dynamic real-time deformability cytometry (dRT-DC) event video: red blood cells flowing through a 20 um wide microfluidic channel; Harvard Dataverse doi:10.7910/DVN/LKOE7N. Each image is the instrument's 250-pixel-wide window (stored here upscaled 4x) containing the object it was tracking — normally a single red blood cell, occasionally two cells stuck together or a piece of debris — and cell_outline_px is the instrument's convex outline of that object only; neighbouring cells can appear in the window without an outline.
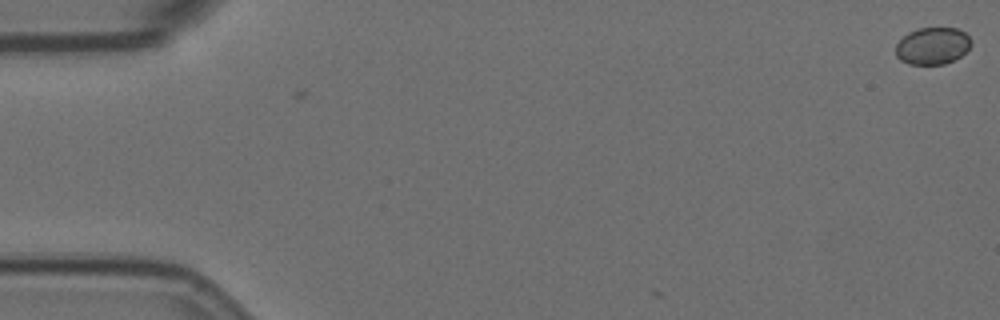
{"species": "Egyptian fruit bat (a non-hibernating species)", "species_latin": "Rousettus aegyptiacus", "temperature_condition": "room temperature", "stored_images_in_passage": 3, "camera_frame_rate_fps": 3000, "um_per_image_px": 0.085, "animal": {"sex": "female"}, "frame": {"image": 1, "passage_image": 3, "time_ms": 0.667, "image_size_px": [1000, 320], "cell_outline_px": [[972, 44], [960, 56], [944, 64], [908, 64], [900, 60], [896, 56], [896, 44], [908, 32], [920, 28], [956, 28], [964, 32], [972, 40]], "centroid_in_image_um": [79.25, 3.9], "position_along_channel_um": 5.7, "area_um2": 16.18}}